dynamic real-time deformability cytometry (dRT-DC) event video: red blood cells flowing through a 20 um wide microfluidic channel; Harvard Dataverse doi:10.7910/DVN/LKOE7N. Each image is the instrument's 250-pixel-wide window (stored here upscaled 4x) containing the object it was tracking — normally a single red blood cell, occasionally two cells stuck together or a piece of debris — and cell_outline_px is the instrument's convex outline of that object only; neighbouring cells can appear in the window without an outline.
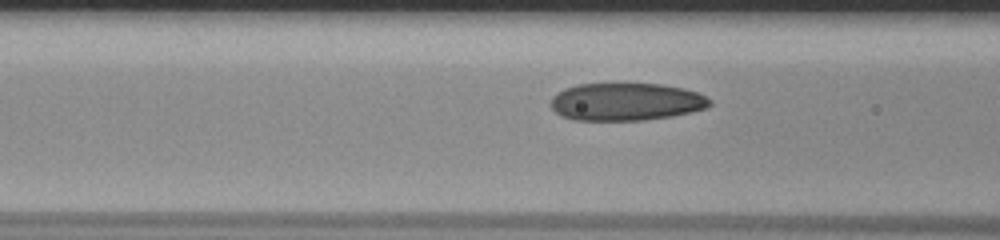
{"species": "human", "species_latin": "Homo sapiens", "temperature_condition": "room temperature", "stored_images_in_passage": 18, "camera_frame_rate_fps": 3000, "um_per_image_px": 0.085, "donor": {"sex": "male"}, "frame": {"image": 1, "passage_image": 16, "time_ms": 5.0, "image_size_px": [1000, 240], "cell_outline_px": [[712, 104], [708, 108], [692, 112], [672, 116], [644, 120], [572, 120], [560, 116], [548, 104], [552, 96], [564, 88], [576, 84], [660, 84], [684, 88], [696, 92], [712, 100]], "centroid_in_image_um": [53.19, 8.66], "position_along_channel_um": 113.4, "area_um2": 35.2}}